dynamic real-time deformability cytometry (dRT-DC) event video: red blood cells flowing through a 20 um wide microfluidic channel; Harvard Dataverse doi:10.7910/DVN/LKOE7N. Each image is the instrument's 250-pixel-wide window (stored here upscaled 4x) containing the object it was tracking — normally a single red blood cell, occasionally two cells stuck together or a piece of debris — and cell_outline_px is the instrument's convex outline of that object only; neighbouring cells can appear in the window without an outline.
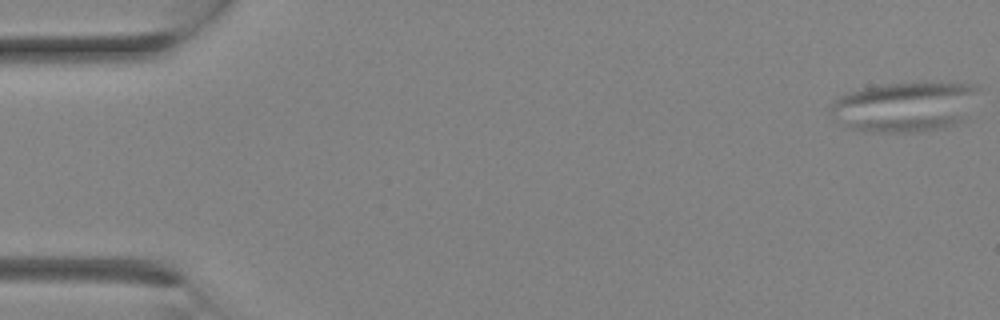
{"species": "Egyptian fruit bat (a non-hibernating species)", "species_latin": "Rousettus aegyptiacus", "temperature_condition": "room temperature", "stored_images_in_passage": 12, "camera_frame_rate_fps": 3000, "um_per_image_px": 0.085, "animal": {"sex": "female"}, "frame": {"image": 1, "passage_image": 1, "time_ms": 0.0, "image_size_px": [1000, 320], "cell_outline_px": [[980, 88], [968, 120], [944, 128], [920, 132], [860, 132], [848, 128], [836, 120], [828, 112], [828, 104], [840, 96], [848, 92], [880, 84], [920, 80], [924, 80], [976, 84]], "centroid_in_image_um": [76.96, 9.05], "position_along_channel_um": 8.0, "area_um2": 45.26}}
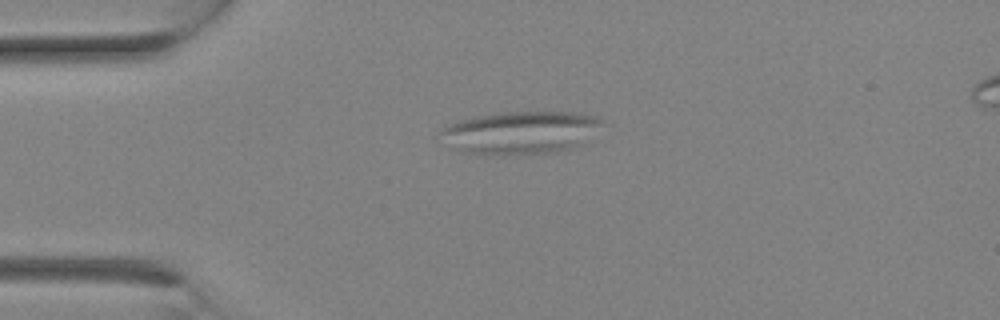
{"frame": {"image": 2, "passage_image": 7, "time_ms": 2.0, "image_size_px": [1000, 320], "cell_outline_px": [[604, 124], [580, 144], [556, 152], [504, 156], [500, 156], [460, 152], [452, 148], [436, 132], [440, 128], [448, 124], [460, 120], [476, 116], [496, 112], [572, 112], [596, 116], [604, 120]], "centroid_in_image_um": [44.17, 11.27], "position_along_channel_um": 40.8, "area_um2": 40.81}}